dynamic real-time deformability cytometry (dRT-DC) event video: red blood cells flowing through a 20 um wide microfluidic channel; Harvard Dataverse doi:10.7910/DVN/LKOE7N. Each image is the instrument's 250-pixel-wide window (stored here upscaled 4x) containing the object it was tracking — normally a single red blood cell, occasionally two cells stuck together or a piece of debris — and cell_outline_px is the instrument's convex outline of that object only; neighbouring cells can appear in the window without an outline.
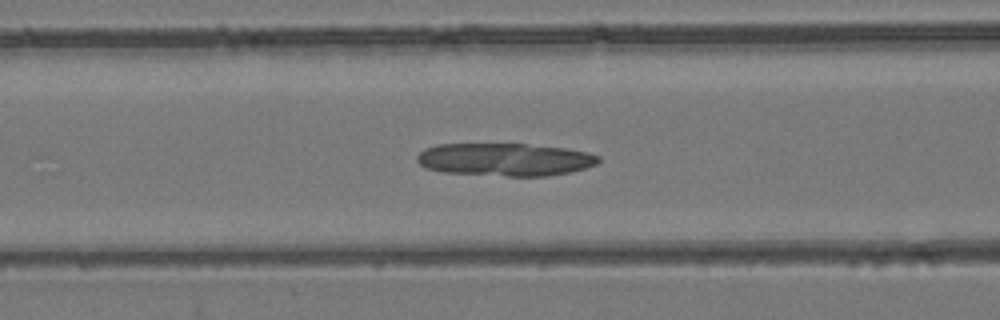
{"species": "common noctule bat (a hibernating species)", "species_latin": "Nyctalus noctula", "temperature_condition": "room temperature", "stored_images_in_passage": 41, "camera_frame_rate_fps": 3000, "um_per_image_px": 0.085, "animal": {"sex": "female", "body_mass_g": 24.6, "forearm_length_mm": 56.2}, "frame": {"image": 1, "passage_image": 9, "time_ms": 2.667, "image_size_px": [1000, 320], "cell_outline_px": [[600, 160], [596, 164], [572, 172], [548, 176], [508, 176], [444, 172], [424, 168], [416, 160], [416, 156], [424, 148], [436, 144], [524, 144], [568, 148], [588, 152], [600, 156]], "centroid_in_image_um": [42.92, 13.55], "position_along_channel_um": 123.7, "area_um2": 34.91}}
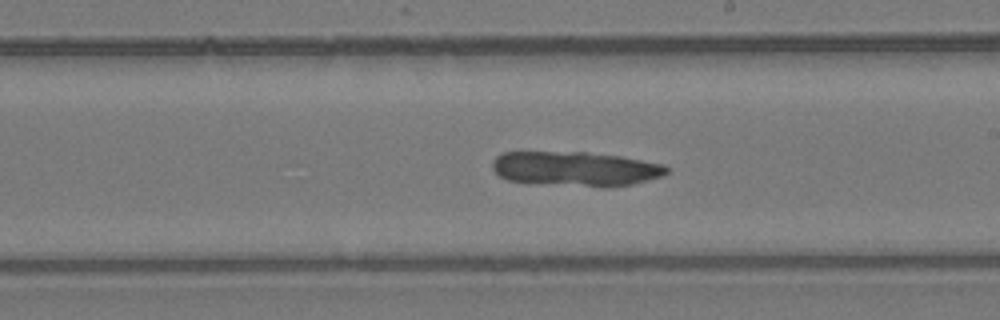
{"frame": {"image": 2, "passage_image": 18, "time_ms": 5.667, "image_size_px": [1000, 320], "cell_outline_px": [[668, 172], [660, 176], [632, 184], [608, 188], [600, 188], [508, 180], [500, 176], [492, 168], [492, 160], [496, 156], [504, 152], [584, 152], [620, 156], [664, 164], [668, 168]], "centroid_in_image_um": [48.93, 14.35], "position_along_channel_um": 240.1, "area_um2": 35.08}}
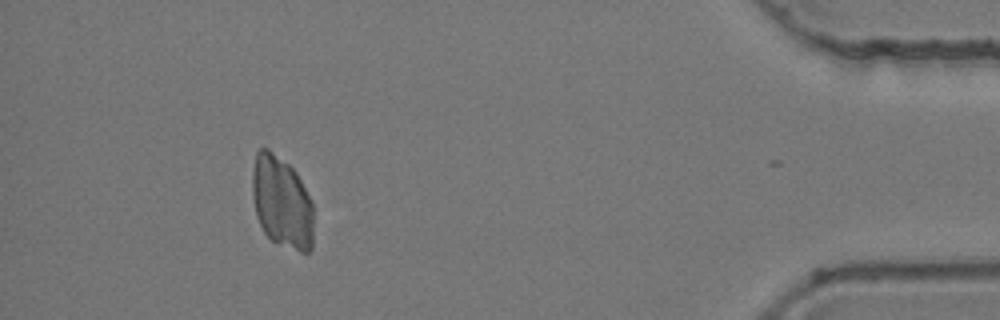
{"frame": {"image": 3, "passage_image": 36, "time_ms": 11.667, "image_size_px": [1000, 320], "cell_outline_px": [[312, 248], [308, 252], [300, 252], [276, 244], [264, 232], [256, 216], [252, 196], [252, 172], [256, 152], [260, 148], [268, 148], [288, 164], [296, 172], [312, 200]], "centroid_in_image_um": [23.94, 17.19], "position_along_channel_um": 411.3, "area_um2": 33.0}}